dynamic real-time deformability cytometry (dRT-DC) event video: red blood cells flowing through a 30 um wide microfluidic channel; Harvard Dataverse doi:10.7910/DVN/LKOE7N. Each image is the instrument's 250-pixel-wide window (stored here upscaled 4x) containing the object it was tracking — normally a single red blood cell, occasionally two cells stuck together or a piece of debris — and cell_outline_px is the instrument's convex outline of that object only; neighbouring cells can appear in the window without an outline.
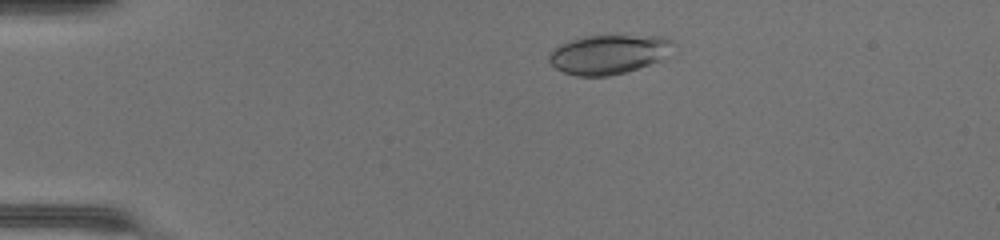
{"species": "common noctule bat (a hibernating species)", "species_latin": "Nyctalus noctula", "temperature_condition": "warm", "stored_images_in_passage": 5, "camera_frame_rate_fps": 3000, "um_per_image_px": 0.085, "animal": {"sex": "female", "body_mass_g": 17.0, "forearm_length_mm": 48.0}, "frame": {"image": 1, "passage_image": 3, "time_ms": 0.667, "image_size_px": [1000, 240], "cell_outline_px": [[676, 44], [660, 60], [624, 72], [608, 76], [576, 76], [564, 72], [556, 68], [548, 60], [548, 56], [552, 48], [568, 40], [584, 36], [604, 32], [664, 36], [672, 40]], "centroid_in_image_um": [51.72, 4.54], "position_along_channel_um": 33.3, "area_um2": 29.42}}